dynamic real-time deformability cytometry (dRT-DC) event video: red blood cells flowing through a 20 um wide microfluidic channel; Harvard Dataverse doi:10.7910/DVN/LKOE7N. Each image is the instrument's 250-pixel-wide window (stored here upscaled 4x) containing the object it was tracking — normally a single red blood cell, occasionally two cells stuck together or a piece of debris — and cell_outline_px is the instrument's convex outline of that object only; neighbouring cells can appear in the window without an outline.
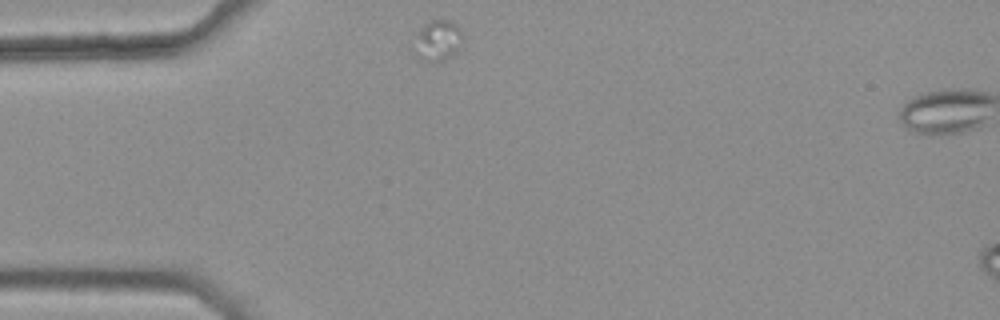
{"species": "common noctule bat (a hibernating species)", "species_latin": "Nyctalus noctula", "temperature_condition": "warm", "stored_images_in_passage": 4, "camera_frame_rate_fps": 3000, "um_per_image_px": 0.085, "animal": {"sex": "female", "body_mass_g": 25.1}, "frame": {"image": 1, "passage_image": 1, "time_ms": 0.0, "image_size_px": [1000, 320], "cell_outline_px": [[460, 44], [456, 52], [452, 56], [444, 60], [428, 64], [420, 60], [408, 48], [416, 32], [424, 24], [432, 20], [452, 20], [460, 28]], "centroid_in_image_um": [37.06, 3.49], "position_along_channel_um": 47.9, "area_um2": 12.25}}